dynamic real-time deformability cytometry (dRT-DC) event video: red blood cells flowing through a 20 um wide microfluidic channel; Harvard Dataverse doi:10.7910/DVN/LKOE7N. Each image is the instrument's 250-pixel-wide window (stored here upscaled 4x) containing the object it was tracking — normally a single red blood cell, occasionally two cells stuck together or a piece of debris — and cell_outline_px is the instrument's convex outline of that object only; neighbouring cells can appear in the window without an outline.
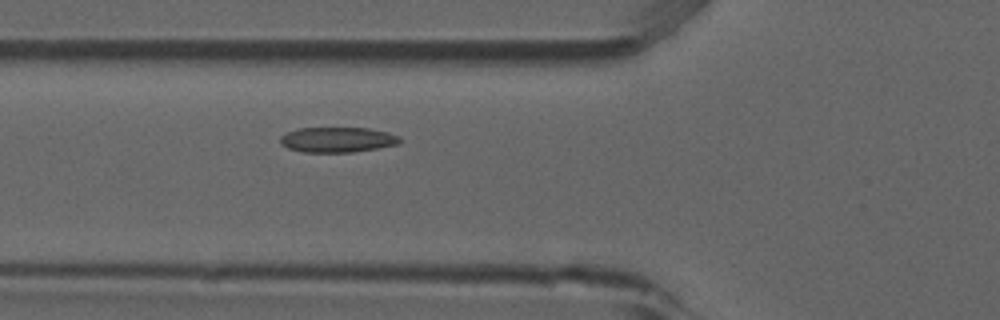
{"species": "common noctule bat (a hibernating species)", "species_latin": "Nyctalus noctula", "temperature_condition": "room temperature", "stored_images_in_passage": 3, "camera_frame_rate_fps": 3000, "um_per_image_px": 0.085, "animal": {"sex": "male", "forearm_length_mm": 52.5}, "frame": {"image": 1, "passage_image": 3, "time_ms": 0.667, "image_size_px": [1000, 320], "cell_outline_px": [[400, 144], [352, 152], [304, 152], [288, 148], [280, 144], [280, 136], [288, 132], [300, 128], [368, 128], [388, 132], [400, 136]], "centroid_in_image_um": [28.69, 11.87], "position_along_channel_um": 97.1, "area_um2": 17.51}}